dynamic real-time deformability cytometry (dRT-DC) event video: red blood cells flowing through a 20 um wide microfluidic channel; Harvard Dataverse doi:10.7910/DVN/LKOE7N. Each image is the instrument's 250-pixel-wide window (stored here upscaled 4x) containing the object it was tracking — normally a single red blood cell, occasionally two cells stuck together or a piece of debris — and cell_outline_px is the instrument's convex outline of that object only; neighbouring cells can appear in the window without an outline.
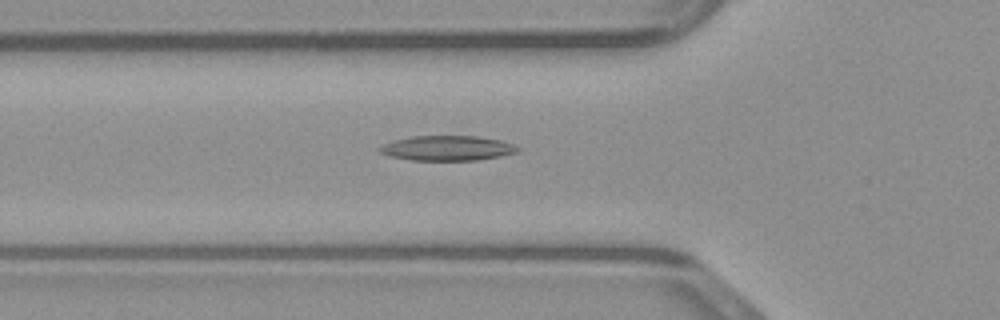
{"species": "common noctule bat (a hibernating species)", "species_latin": "Nyctalus noctula", "temperature_condition": "warm", "stored_images_in_passage": 48, "camera_frame_rate_fps": 3000, "um_per_image_px": 0.085, "animal": {"sex": "male", "body_mass_g": 23.1, "forearm_length_mm": 52.7}, "frame": {"image": 1, "passage_image": 16, "time_ms": 5.0, "image_size_px": [1000, 320], "cell_outline_px": [[520, 148], [516, 152], [500, 156], [476, 160], [412, 160], [388, 156], [380, 152], [376, 148], [384, 144], [396, 140], [412, 136], [476, 136], [500, 140], [512, 144]], "centroid_in_image_um": [37.99, 12.59], "position_along_channel_um": 87.8, "area_um2": 19.88}}
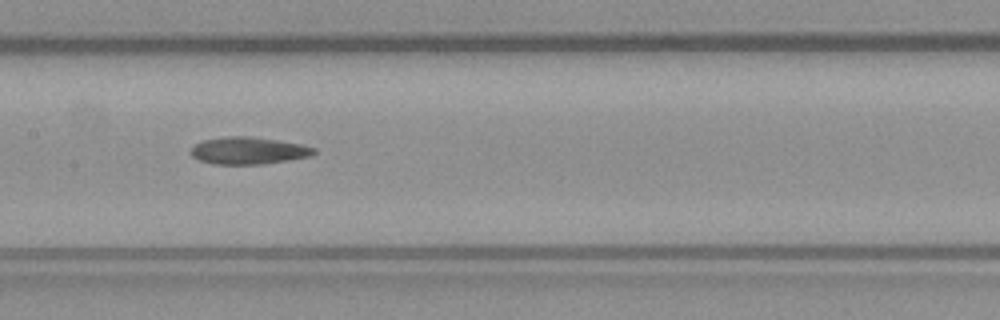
{"frame": {"image": 2, "passage_image": 23, "time_ms": 7.333, "image_size_px": [1000, 320], "cell_outline_px": [[316, 152], [308, 156], [288, 160], [260, 164], [212, 164], [200, 160], [192, 156], [188, 152], [196, 144], [204, 140], [224, 136], [248, 136], [276, 140], [300, 144], [316, 148]], "centroid_in_image_um": [21.07, 12.8], "position_along_channel_um": 186.3, "area_um2": 19.31}}
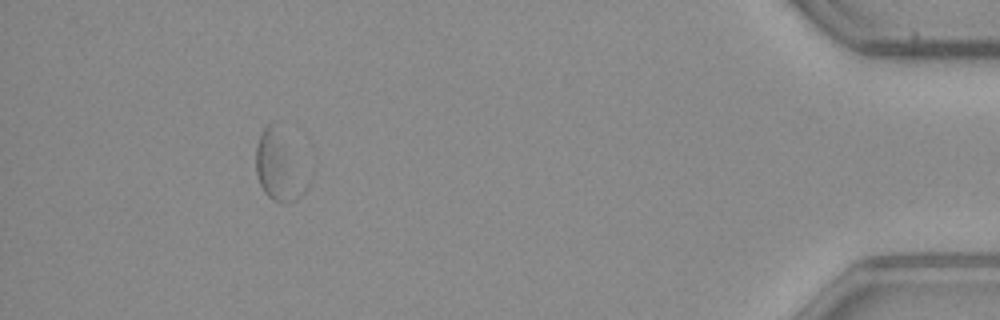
{"frame": {"image": 3, "passage_image": 44, "time_ms": 14.333, "image_size_px": [1000, 320], "cell_outline_px": [[312, 176], [308, 188], [296, 200], [280, 204], [268, 196], [264, 192], [260, 184], [256, 172], [256, 144], [264, 128], [268, 124], [272, 124]], "centroid_in_image_um": [23.78, 14.27], "position_along_channel_um": 411.4, "area_um2": 20.52}}